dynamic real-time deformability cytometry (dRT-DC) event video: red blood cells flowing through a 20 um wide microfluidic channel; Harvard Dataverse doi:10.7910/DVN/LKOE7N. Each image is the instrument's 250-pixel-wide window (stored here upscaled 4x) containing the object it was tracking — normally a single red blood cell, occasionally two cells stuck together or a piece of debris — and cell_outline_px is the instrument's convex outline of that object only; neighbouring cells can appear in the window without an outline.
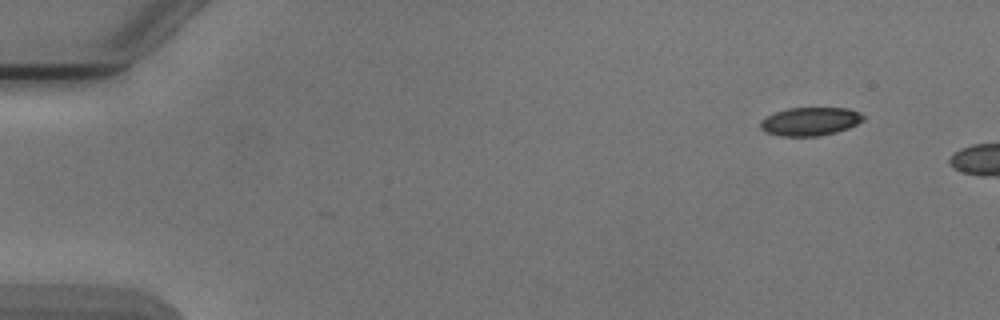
{"species": "Egyptian fruit bat (a non-hibernating species)", "species_latin": "Rousettus aegyptiacus", "temperature_condition": "cold", "stored_images_in_passage": 3, "camera_frame_rate_fps": 3000, "um_per_image_px": 0.085, "animal": {"sex": "male"}, "frame": {"image": 1, "passage_image": 1, "time_ms": 0.0, "image_size_px": [1000, 320], "cell_outline_px": [[864, 120], [848, 128], [836, 132], [816, 136], [780, 136], [764, 132], [760, 128], [760, 120], [776, 112], [788, 108], [848, 108], [860, 112], [864, 116]], "centroid_in_image_um": [68.85, 10.32], "position_along_channel_um": 16.1, "area_um2": 16.99}}